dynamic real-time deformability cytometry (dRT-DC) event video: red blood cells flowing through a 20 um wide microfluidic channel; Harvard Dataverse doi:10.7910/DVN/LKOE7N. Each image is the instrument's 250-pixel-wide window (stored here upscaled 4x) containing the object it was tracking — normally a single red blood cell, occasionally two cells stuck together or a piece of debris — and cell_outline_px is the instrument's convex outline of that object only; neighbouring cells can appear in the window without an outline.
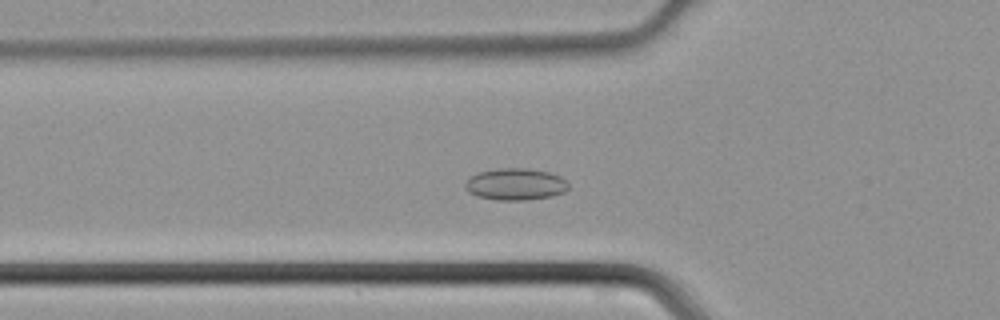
{"species": "common noctule bat (a hibernating species)", "species_latin": "Nyctalus noctula", "temperature_condition": "cold", "stored_images_in_passage": 39, "camera_frame_rate_fps": 3000, "um_per_image_px": 0.085, "animal": {"sex": "male", "body_mass_g": 21.5, "forearm_length_mm": 52.0}, "frame": {"image": 1, "passage_image": 9, "time_ms": 2.667, "image_size_px": [1000, 320], "cell_outline_px": [[568, 188], [564, 192], [552, 196], [528, 200], [496, 200], [476, 196], [468, 192], [464, 188], [464, 184], [476, 172], [500, 168], [528, 168], [548, 172], [560, 176], [568, 184]], "centroid_in_image_um": [43.79, 15.66], "position_along_channel_um": 82.0, "area_um2": 19.25}}
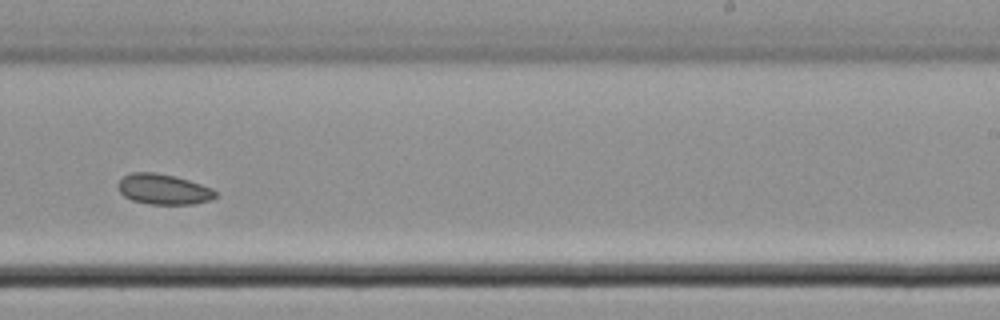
{"frame": {"image": 2, "passage_image": 22, "time_ms": 7.0, "image_size_px": [1000, 320], "cell_outline_px": [[216, 196], [212, 200], [192, 204], [148, 204], [132, 200], [124, 196], [120, 192], [116, 184], [124, 176], [132, 172], [156, 172], [176, 176], [212, 188], [216, 192]], "centroid_in_image_um": [13.88, 16.08], "position_along_channel_um": 275.1, "area_um2": 17.34}}
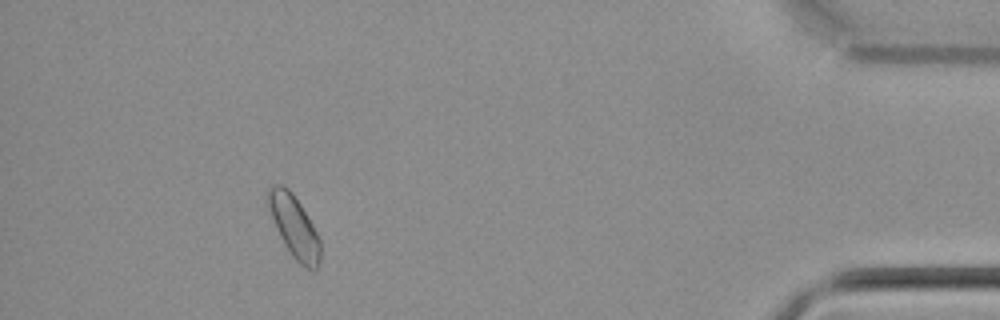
{"frame": {"image": 3, "passage_image": 35, "time_ms": 11.333, "image_size_px": [1000, 320], "cell_outline_px": [[320, 260], [316, 268], [304, 268], [292, 256], [284, 244], [280, 236], [264, 200], [264, 192], [272, 184], [284, 184], [292, 192], [300, 204], [312, 224], [320, 240]], "centroid_in_image_um": [24.94, 19.17], "position_along_channel_um": 410.3, "area_um2": 19.07}}